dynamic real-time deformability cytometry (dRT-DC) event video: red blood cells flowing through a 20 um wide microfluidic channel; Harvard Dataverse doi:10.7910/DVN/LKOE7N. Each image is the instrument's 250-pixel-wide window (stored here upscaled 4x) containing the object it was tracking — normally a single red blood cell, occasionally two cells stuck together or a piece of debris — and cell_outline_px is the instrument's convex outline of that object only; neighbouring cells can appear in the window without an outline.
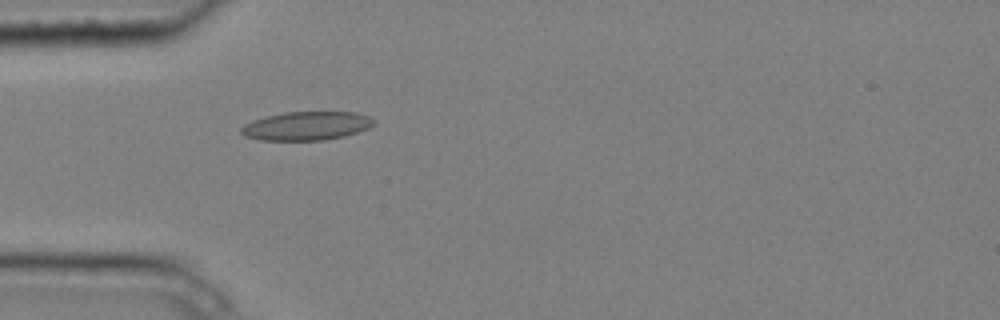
{"species": "common noctule bat (a hibernating species)", "species_latin": "Nyctalus noctula", "temperature_condition": "cold", "stored_images_in_passage": 4, "camera_frame_rate_fps": 3000, "um_per_image_px": 0.085, "animal": {"sex": "male", "body_mass_g": 20.4}, "frame": {"image": 1, "passage_image": 4, "time_ms": 1.0, "image_size_px": [1000, 320], "cell_outline_px": [[376, 124], [368, 128], [344, 136], [324, 140], [260, 140], [244, 136], [240, 132], [240, 128], [244, 124], [252, 120], [284, 112], [356, 112], [368, 116], [376, 120]], "centroid_in_image_um": [26.05, 10.7], "position_along_channel_um": 58.9, "area_um2": 22.2}}